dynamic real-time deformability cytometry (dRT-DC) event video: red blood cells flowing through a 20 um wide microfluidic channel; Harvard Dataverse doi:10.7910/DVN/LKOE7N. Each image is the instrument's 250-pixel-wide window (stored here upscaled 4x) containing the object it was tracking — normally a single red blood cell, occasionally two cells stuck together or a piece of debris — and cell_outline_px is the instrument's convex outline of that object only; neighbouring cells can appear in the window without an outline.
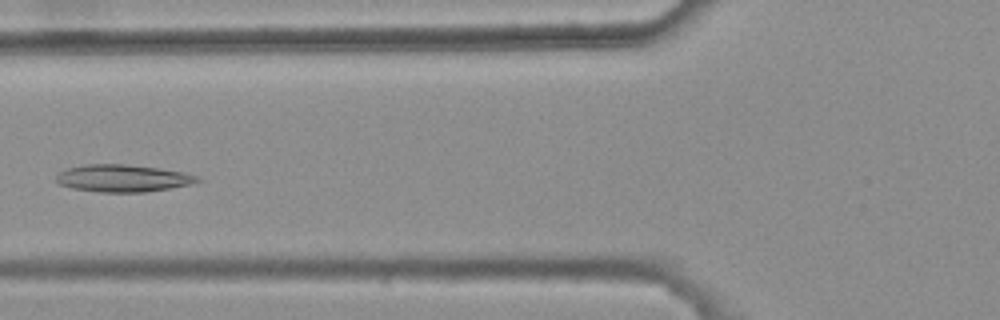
{"species": "common noctule bat (a hibernating species)", "species_latin": "Nyctalus noctula", "temperature_condition": "warm", "stored_images_in_passage": 6, "camera_frame_rate_fps": 3000, "um_per_image_px": 0.085, "animal": {"sex": "female", "body_mass_g": 25.1}, "frame": {"image": 1, "passage_image": 6, "time_ms": 1.667, "image_size_px": [1000, 320], "cell_outline_px": [[204, 180], [196, 184], [144, 192], [100, 192], [72, 188], [60, 184], [56, 180], [56, 176], [60, 172], [68, 168], [88, 164], [124, 164], [160, 168], [184, 172], [200, 176]], "centroid_in_image_um": [10.54, 15.15], "position_along_channel_um": 115.3, "area_um2": 22.6}}